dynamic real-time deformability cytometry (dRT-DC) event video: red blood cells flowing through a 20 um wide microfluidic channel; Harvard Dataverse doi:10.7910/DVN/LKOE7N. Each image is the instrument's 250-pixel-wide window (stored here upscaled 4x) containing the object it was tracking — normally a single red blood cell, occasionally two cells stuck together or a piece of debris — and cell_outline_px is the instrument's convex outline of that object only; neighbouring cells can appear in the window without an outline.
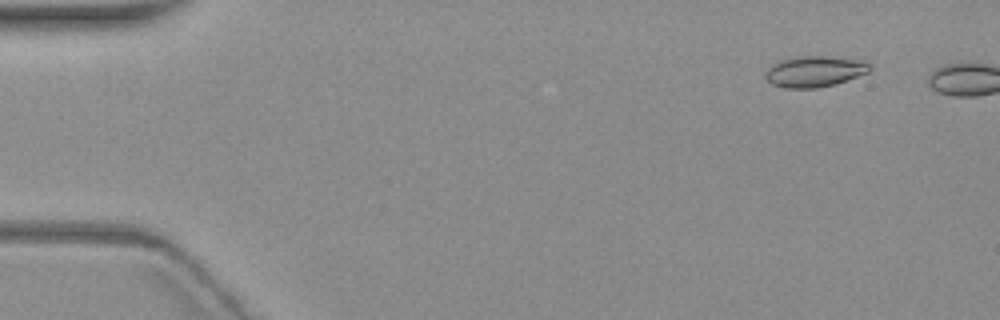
{"species": "common noctule bat (a hibernating species)", "species_latin": "Nyctalus noctula", "temperature_condition": "warm", "stored_images_in_passage": 3, "camera_frame_rate_fps": 3000, "um_per_image_px": 0.085, "animal": {"sex": "female", "body_mass_g": 19.3, "forearm_length_mm": 54.1}, "frame": {"image": 1, "passage_image": 2, "time_ms": 1.333, "image_size_px": [1000, 320], "cell_outline_px": [[872, 68], [868, 72], [836, 84], [816, 88], [784, 88], [772, 84], [764, 76], [764, 72], [772, 64], [780, 60], [792, 56], [824, 56], [864, 60]], "centroid_in_image_um": [69.21, 6.07], "position_along_channel_um": 15.8, "area_um2": 18.96}}